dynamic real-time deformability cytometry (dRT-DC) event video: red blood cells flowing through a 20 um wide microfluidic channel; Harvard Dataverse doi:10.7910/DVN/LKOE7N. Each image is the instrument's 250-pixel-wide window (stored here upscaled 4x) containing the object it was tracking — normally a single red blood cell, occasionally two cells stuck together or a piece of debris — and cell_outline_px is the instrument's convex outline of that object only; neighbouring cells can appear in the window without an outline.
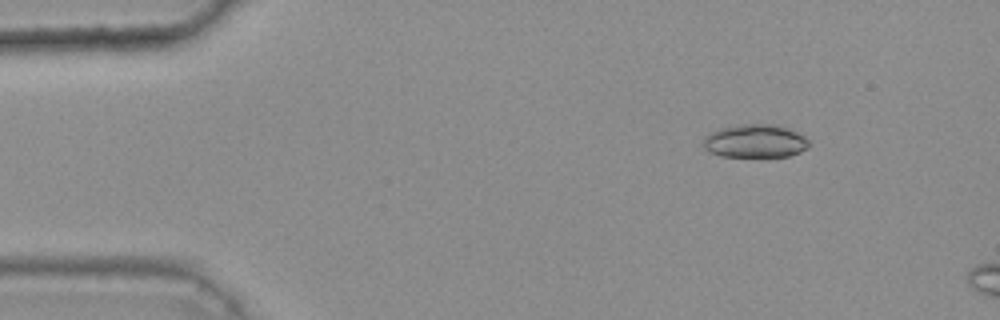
{"species": "common noctule bat (a hibernating species)", "species_latin": "Nyctalus noctula", "temperature_condition": "warm", "stored_images_in_passage": 12, "camera_frame_rate_fps": 3000, "um_per_image_px": 0.085, "animal": {"sex": "female", "body_mass_g": 25.1}, "frame": {"image": 1, "passage_image": 7, "time_ms": 2.0, "image_size_px": [1000, 320], "cell_outline_px": [[808, 148], [800, 152], [788, 156], [764, 160], [720, 156], [708, 152], [704, 148], [704, 136], [720, 128], [740, 124], [772, 124], [796, 132], [804, 136], [808, 140]], "centroid_in_image_um": [64.17, 12.06], "position_along_channel_um": 20.8, "area_um2": 21.27}}